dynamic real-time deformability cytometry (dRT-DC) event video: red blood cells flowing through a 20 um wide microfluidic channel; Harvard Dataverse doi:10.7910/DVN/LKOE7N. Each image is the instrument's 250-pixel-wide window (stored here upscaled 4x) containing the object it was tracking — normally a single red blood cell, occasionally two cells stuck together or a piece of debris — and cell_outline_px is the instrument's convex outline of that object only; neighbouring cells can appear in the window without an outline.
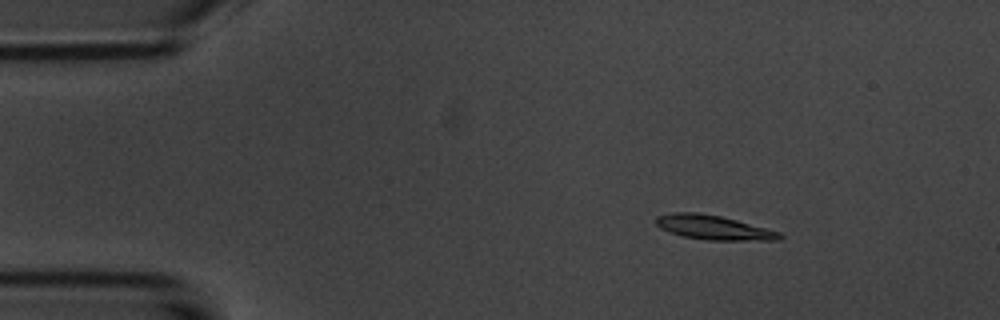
{"species": "common noctule bat (a hibernating species)", "species_latin": "Nyctalus noctula", "temperature_condition": "room temperature", "stored_images_in_passage": 47, "camera_frame_rate_fps": 3000, "um_per_image_px": 0.085, "animal": {"sex": "male", "body_mass_g": 20.1, "forearm_length_mm": 53.5}, "frame": {"image": 1, "passage_image": 1, "time_ms": 0.0, "image_size_px": [1000, 320], "cell_outline_px": [[784, 236], [780, 240], [708, 240], [684, 236], [660, 228], [656, 224], [656, 216], [672, 212], [696, 212], [720, 216], [736, 220], [780, 232]], "centroid_in_image_um": [60.65, 19.33], "position_along_channel_um": 24.3, "area_um2": 17.34}}
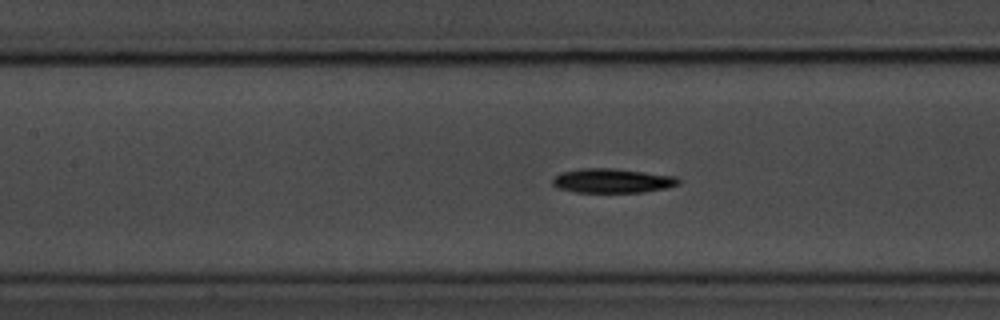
{"frame": {"image": 2, "passage_image": 17, "time_ms": 5.333, "image_size_px": [1000, 320], "cell_outline_px": [[680, 184], [664, 188], [644, 192], [576, 192], [560, 188], [552, 184], [552, 180], [560, 172], [580, 168], [612, 168], [676, 176], [680, 180]], "centroid_in_image_um": [52.04, 15.35], "position_along_channel_um": 155.4, "area_um2": 17.74}}
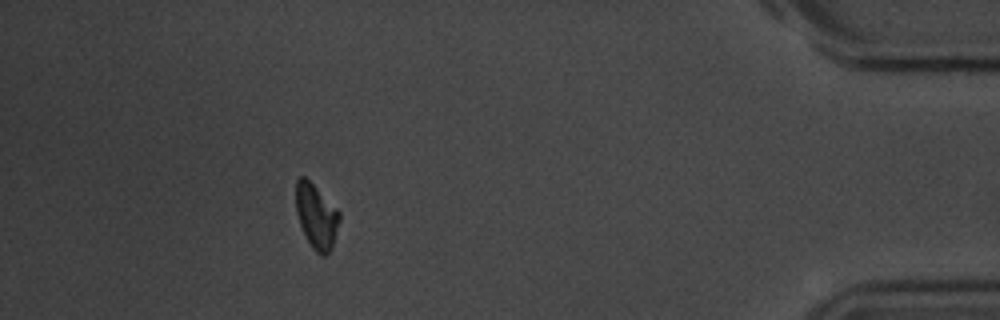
{"frame": {"image": 3, "passage_image": 42, "time_ms": 13.667, "image_size_px": [1000, 320], "cell_outline_px": [[340, 220], [332, 248], [324, 256], [320, 256], [312, 248], [300, 224], [296, 212], [296, 180], [300, 176], [304, 176], [340, 212]], "centroid_in_image_um": [26.89, 18.4], "position_along_channel_um": 408.3, "area_um2": 16.13}, "authors_computed_cell_mechanics": {"area_um2": 17.2822, "velocity_mm_per_s": 3.6898, "shape_relaxation_time_tau1_ms": 1.8314, "shape_relaxation_time_tau2_ms": null, "deformation_change_tau1": 0.1169, "deformation_change_tau2": null}}